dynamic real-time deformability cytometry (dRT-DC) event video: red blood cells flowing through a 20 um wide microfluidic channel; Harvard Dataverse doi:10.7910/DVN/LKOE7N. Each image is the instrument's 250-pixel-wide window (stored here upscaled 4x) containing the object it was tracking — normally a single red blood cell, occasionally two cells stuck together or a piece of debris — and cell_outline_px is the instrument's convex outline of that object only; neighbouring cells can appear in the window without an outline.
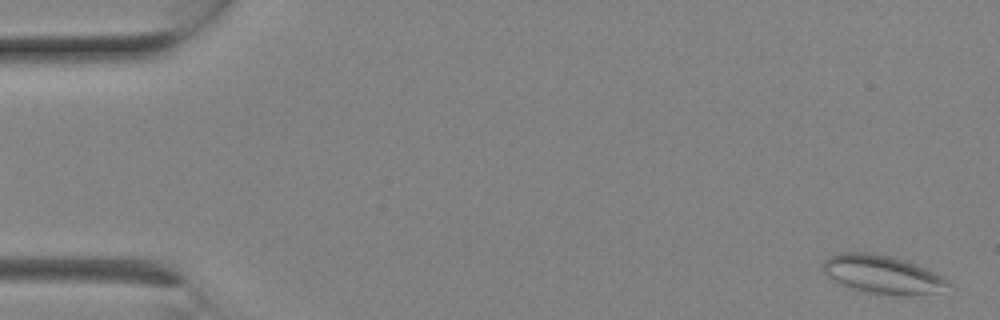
{"species": "Egyptian fruit bat (a non-hibernating species)", "species_latin": "Rousettus aegyptiacus", "temperature_condition": "room temperature", "stored_images_in_passage": 8, "camera_frame_rate_fps": 3000, "um_per_image_px": 0.085, "animal": {"sex": "female"}, "frame": {"image": 1, "passage_image": 1, "time_ms": 0.0, "image_size_px": [1000, 320], "cell_outline_px": [[948, 284], [932, 292], [908, 296], [904, 296], [868, 292], [852, 288], [840, 284], [828, 276], [824, 272], [824, 260], [828, 256], [836, 252], [868, 252], [888, 256], [904, 260], [928, 268], [944, 276], [948, 280]], "centroid_in_image_um": [74.96, 23.3], "position_along_channel_um": 10.0, "area_um2": 27.63}}
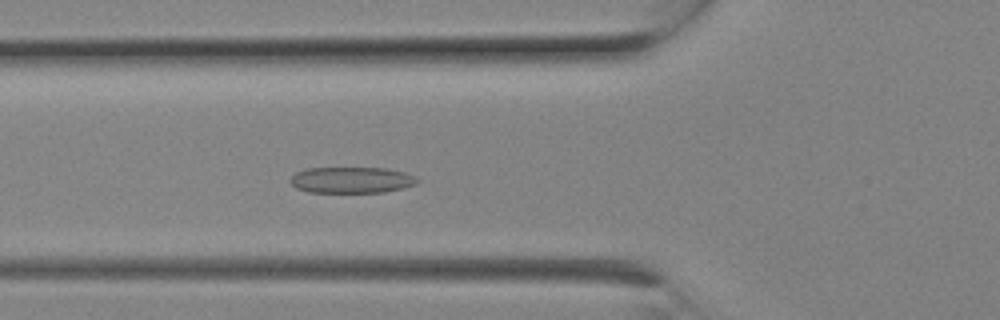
{"frame": {"image": 2, "passage_image": 8, "time_ms": 2.333, "image_size_px": [1000, 320], "cell_outline_px": [[420, 180], [416, 184], [404, 188], [384, 192], [308, 192], [296, 188], [288, 180], [296, 172], [304, 168], [384, 168], [404, 172], [416, 176]], "centroid_in_image_um": [29.88, 15.3], "position_along_channel_um": 95.9, "area_um2": 19.48}}